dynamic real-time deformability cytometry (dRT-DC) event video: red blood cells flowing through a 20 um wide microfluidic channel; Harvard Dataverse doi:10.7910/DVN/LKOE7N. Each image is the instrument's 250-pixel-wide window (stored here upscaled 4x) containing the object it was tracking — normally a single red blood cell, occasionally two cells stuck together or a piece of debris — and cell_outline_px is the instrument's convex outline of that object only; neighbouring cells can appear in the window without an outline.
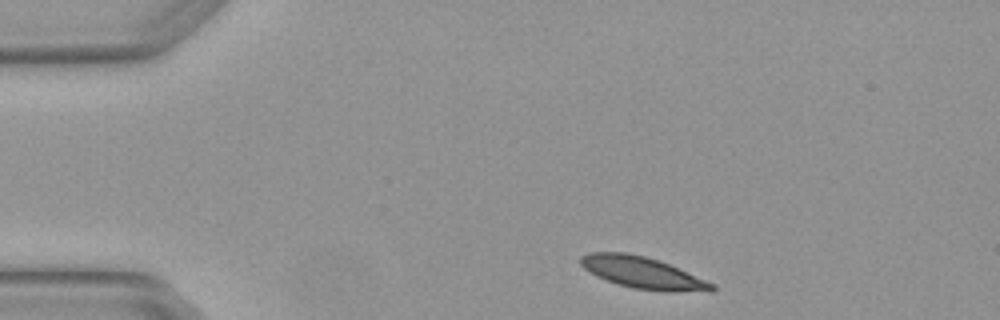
{"species": "Egyptian fruit bat (a non-hibernating species)", "species_latin": "Rousettus aegyptiacus", "temperature_condition": "warm", "stored_images_in_passage": 2, "camera_frame_rate_fps": 3000, "um_per_image_px": 0.085, "animal": {"sex": "female"}, "frame": {"image": 1, "passage_image": 1, "time_ms": 0.0, "image_size_px": [1000, 320], "cell_outline_px": [[716, 288], [712, 292], [664, 292], [632, 288], [596, 276], [584, 268], [580, 264], [580, 256], [588, 252], [624, 252], [644, 256], [668, 264], [716, 284]], "centroid_in_image_um": [54.66, 23.2], "position_along_channel_um": 30.3, "area_um2": 24.28}}